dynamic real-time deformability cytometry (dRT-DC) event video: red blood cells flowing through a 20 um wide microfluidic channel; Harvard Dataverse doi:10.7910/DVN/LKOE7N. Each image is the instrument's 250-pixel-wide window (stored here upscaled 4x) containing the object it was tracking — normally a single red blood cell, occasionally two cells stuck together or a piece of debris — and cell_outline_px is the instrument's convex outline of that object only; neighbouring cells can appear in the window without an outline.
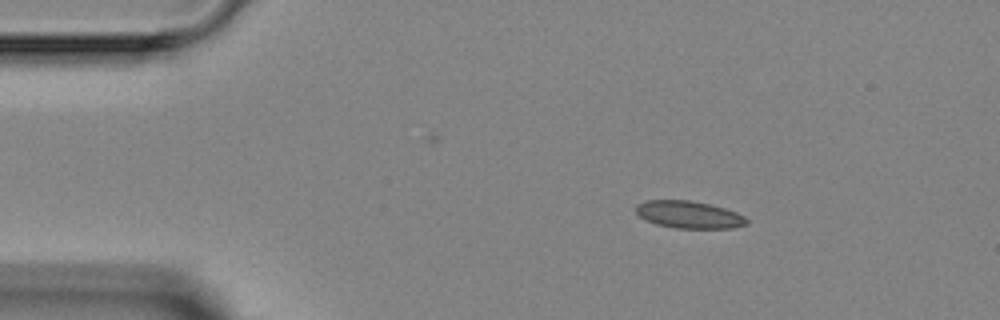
{"species": "Egyptian fruit bat (a non-hibernating species)", "species_latin": "Rousettus aegyptiacus", "temperature_condition": "room temperature", "stored_images_in_passage": 2, "camera_frame_rate_fps": 3000, "um_per_image_px": 0.085, "animal": {"sex": "female"}, "frame": {"image": 1, "passage_image": 1, "time_ms": 0.0, "image_size_px": [1000, 320], "cell_outline_px": [[748, 224], [732, 228], [676, 228], [656, 224], [640, 216], [636, 212], [636, 204], [644, 200], [692, 200], [724, 208], [736, 212], [744, 216], [748, 220]], "centroid_in_image_um": [58.56, 18.24], "position_along_channel_um": 26.4, "area_um2": 17.57}}